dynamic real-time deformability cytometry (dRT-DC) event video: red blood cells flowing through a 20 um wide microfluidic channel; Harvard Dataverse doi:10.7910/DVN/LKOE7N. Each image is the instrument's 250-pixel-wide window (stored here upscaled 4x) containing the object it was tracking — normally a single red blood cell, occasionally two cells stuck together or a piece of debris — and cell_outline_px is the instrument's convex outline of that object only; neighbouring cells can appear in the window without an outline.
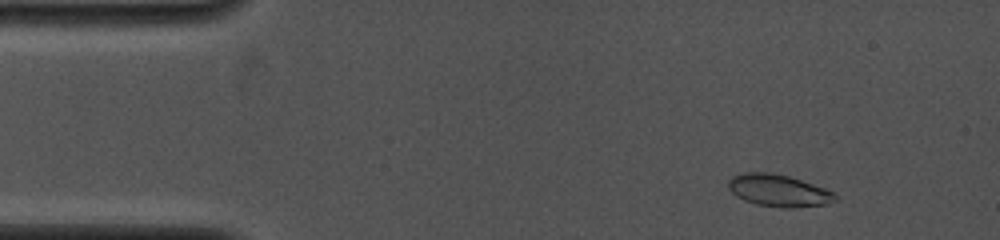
{"species": "common noctule bat (a hibernating species)", "species_latin": "Nyctalus noctula", "temperature_condition": "cold", "stored_images_in_passage": 74, "camera_frame_rate_fps": 4000, "um_per_image_px": 0.085, "animal": {"sex": "female", "body_mass_g": 19.0, "forearm_length_mm": 53.3}, "frame": {"image": 1, "passage_image": 5, "time_ms": 1.25, "image_size_px": [1000, 240], "cell_outline_px": [[836, 200], [828, 204], [792, 208], [784, 208], [756, 204], [744, 200], [736, 196], [728, 188], [728, 180], [732, 176], [740, 172], [772, 172], [788, 176], [836, 192]], "centroid_in_image_um": [66.16, 16.19], "position_along_channel_um": 18.8, "area_um2": 20.11}}
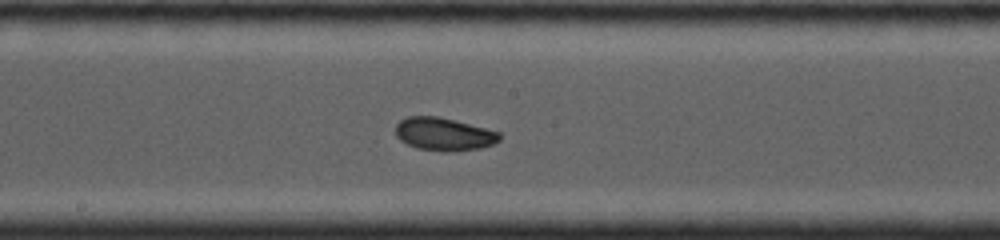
{"frame": {"image": 2, "passage_image": 36, "time_ms": 7.75, "image_size_px": [1000, 240], "cell_outline_px": [[500, 140], [492, 144], [480, 148], [448, 152], [444, 152], [416, 148], [400, 140], [396, 136], [396, 124], [400, 120], [408, 116], [436, 116], [500, 132]], "centroid_in_image_um": [37.69, 11.41], "position_along_channel_um": 210.5, "area_um2": 19.77}}
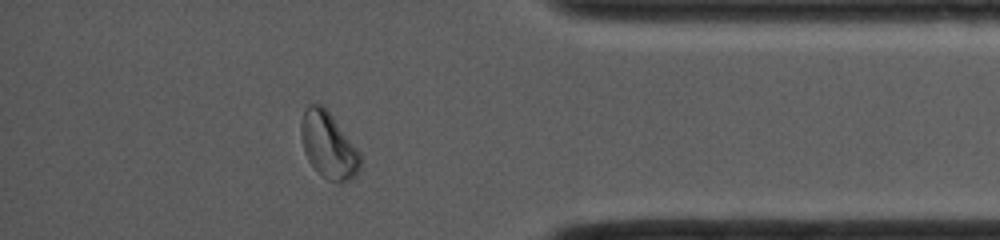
{"frame": {"image": 3, "passage_image": 62, "time_ms": 12.75, "image_size_px": [1000, 240], "cell_outline_px": [[360, 168], [356, 176], [352, 180], [340, 184], [328, 180], [308, 160], [304, 152], [300, 132], [300, 124], [304, 112], [308, 104], [320, 104], [332, 116], [356, 148], [360, 156]], "centroid_in_image_um": [27.91, 12.38], "position_along_channel_um": 407.3, "area_um2": 22.48}, "authors_computed_cell_mechanics": {"area_um2": 20.0855, "velocity_mm_per_s": 4.1737, "shape_relaxation_time_tau1_ms": 3.5884, "shape_relaxation_time_tau2_ms": 1.9443, "deformation_change_tau1": 0.1132, "deformation_change_tau2": 0.0473}}